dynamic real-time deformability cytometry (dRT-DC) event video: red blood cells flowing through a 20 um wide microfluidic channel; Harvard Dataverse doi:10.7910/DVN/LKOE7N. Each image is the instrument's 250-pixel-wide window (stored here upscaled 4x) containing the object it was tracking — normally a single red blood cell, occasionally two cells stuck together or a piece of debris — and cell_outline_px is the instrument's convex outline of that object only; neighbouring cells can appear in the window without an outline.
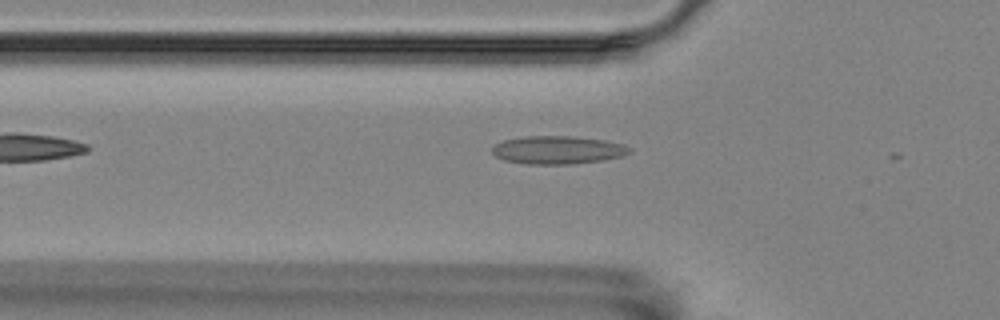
{"species": "Egyptian fruit bat (a non-hibernating species)", "species_latin": "Rousettus aegyptiacus", "temperature_condition": "room temperature", "stored_images_in_passage": 5, "camera_frame_rate_fps": 3000, "um_per_image_px": 0.085, "animal": {"sex": "female"}, "frame": {"image": 1, "passage_image": 4, "time_ms": 1.0, "image_size_px": [1000, 320], "cell_outline_px": [[632, 152], [624, 156], [604, 160], [572, 164], [524, 164], [504, 160], [496, 156], [492, 152], [492, 144], [504, 140], [524, 136], [572, 136], [604, 140], [624, 144], [632, 148]], "centroid_in_image_um": [47.42, 12.75], "position_along_channel_um": 78.4, "area_um2": 22.77}}